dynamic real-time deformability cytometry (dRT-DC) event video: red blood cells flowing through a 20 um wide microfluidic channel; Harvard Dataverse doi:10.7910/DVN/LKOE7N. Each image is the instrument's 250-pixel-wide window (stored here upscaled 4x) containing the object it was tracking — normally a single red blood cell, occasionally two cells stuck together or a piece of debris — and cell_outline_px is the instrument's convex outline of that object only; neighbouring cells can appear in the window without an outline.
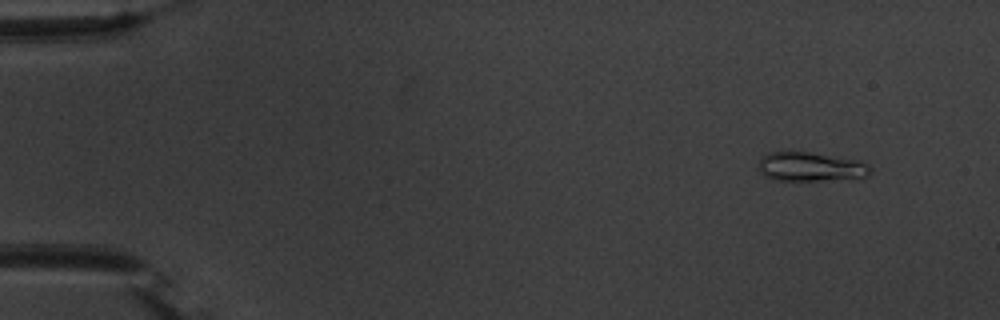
{"species": "common noctule bat (a hibernating species)", "species_latin": "Nyctalus noctula", "temperature_condition": "warm", "stored_images_in_passage": 54, "camera_frame_rate_fps": 3000, "um_per_image_px": 0.085, "animal": {"sex": "male", "body_mass_g": 20.1, "forearm_length_mm": 53.5}, "frame": {"image": 1, "passage_image": 4, "time_ms": 1.0, "image_size_px": [1000, 320], "cell_outline_px": [[872, 172], [868, 176], [820, 180], [772, 180], [764, 176], [760, 172], [760, 156], [768, 152], [808, 152], [860, 160], [868, 164], [872, 168]], "centroid_in_image_um": [68.9, 14.17], "position_along_channel_um": 16.1, "area_um2": 18.9}}
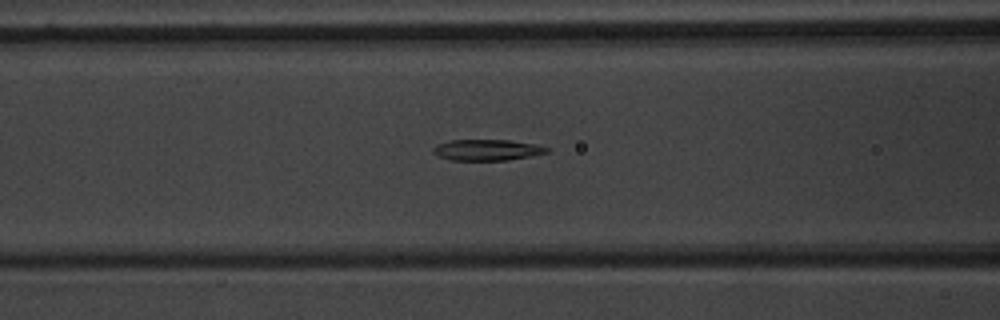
{"frame": {"image": 2, "passage_image": 22, "time_ms": 7.0, "image_size_px": [1000, 320], "cell_outline_px": [[548, 152], [532, 156], [508, 160], [452, 160], [440, 156], [432, 152], [432, 148], [436, 144], [452, 140], [508, 140], [536, 144], [548, 148]], "centroid_in_image_um": [41.4, 12.74], "position_along_channel_um": 125.2, "area_um2": 13.87}}
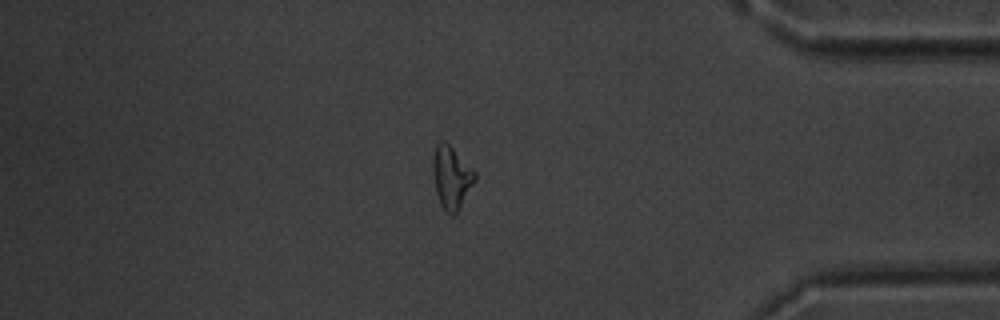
{"frame": {"image": 3, "passage_image": 46, "time_ms": 15.0, "image_size_px": [1000, 320], "cell_outline_px": [[476, 176], [456, 212], [452, 216], [440, 204], [436, 192], [432, 168], [432, 156], [436, 144], [440, 140], [448, 144], [476, 172]], "centroid_in_image_um": [38.32, 15.03], "position_along_channel_um": 396.9, "area_um2": 14.74}, "authors_computed_cell_mechanics": {"area_um2": 14.6812, "velocity_mm_per_s": 3.729, "shape_relaxation_time_tau1_ms": 3.8098, "shape_relaxation_time_tau2_ms": 10.1379, "deformation_change_tau1": 0.1515, "deformation_change_tau2": 0.1881}}